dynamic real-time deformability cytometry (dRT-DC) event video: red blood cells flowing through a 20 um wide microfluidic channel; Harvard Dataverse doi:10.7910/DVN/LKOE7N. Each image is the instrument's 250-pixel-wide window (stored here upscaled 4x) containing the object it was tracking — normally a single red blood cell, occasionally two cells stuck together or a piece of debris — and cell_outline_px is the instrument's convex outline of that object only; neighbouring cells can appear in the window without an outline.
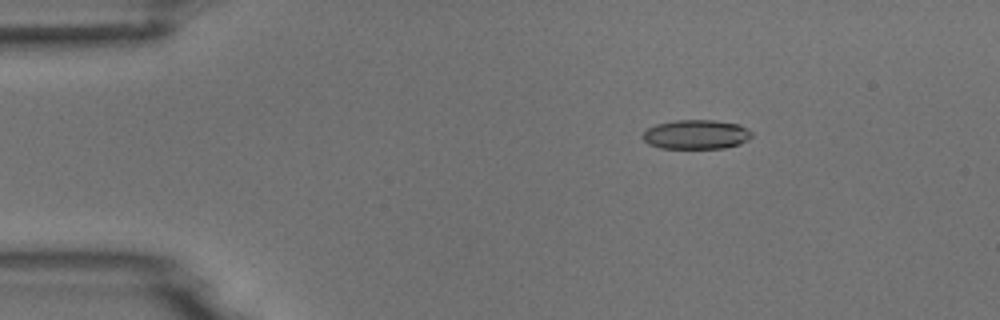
{"species": "common noctule bat (a hibernating species)", "species_latin": "Nyctalus noctula", "temperature_condition": "room temperature", "stored_images_in_passage": 5, "camera_frame_rate_fps": 3000, "um_per_image_px": 0.085, "animal": {"sex": "male", "body_mass_g": 18.8}, "frame": {"image": 1, "passage_image": 3, "time_ms": 2.333, "image_size_px": [1000, 320], "cell_outline_px": [[752, 136], [748, 140], [740, 144], [724, 148], [660, 148], [648, 144], [640, 136], [648, 128], [656, 124], [676, 120], [716, 120], [740, 124], [752, 132]], "centroid_in_image_um": [59.18, 11.43], "position_along_channel_um": 25.8, "area_um2": 18.79}}